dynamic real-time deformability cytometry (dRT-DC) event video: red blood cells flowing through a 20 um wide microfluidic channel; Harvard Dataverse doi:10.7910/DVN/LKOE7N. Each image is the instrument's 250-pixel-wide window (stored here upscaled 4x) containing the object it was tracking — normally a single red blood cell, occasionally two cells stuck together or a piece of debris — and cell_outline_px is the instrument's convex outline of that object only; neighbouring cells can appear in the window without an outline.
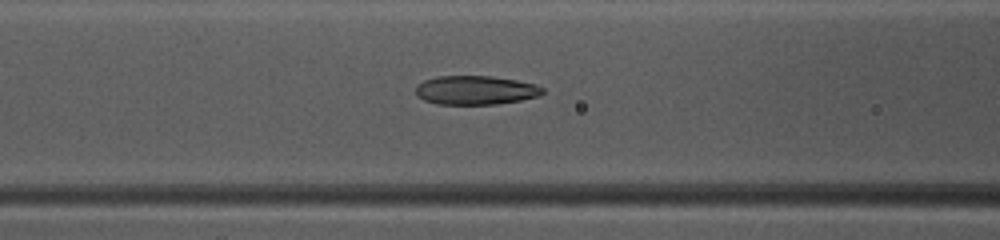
{"species": "common noctule bat (a hibernating species)", "species_latin": "Nyctalus noctula", "temperature_condition": "warm", "stored_images_in_passage": 48, "camera_frame_rate_fps": 3000, "um_per_image_px": 0.085, "animal": {"sex": "female", "body_mass_g": 10.0, "forearm_length_mm": 53.1}, "frame": {"image": 1, "passage_image": 21, "time_ms": 6.667, "image_size_px": [1000, 240], "cell_outline_px": [[544, 92], [536, 96], [520, 100], [496, 104], [436, 104], [424, 100], [416, 96], [416, 84], [424, 80], [436, 76], [492, 76], [516, 80], [536, 84], [544, 88]], "centroid_in_image_um": [40.38, 7.66], "position_along_channel_um": 126.2, "area_um2": 21.44}}
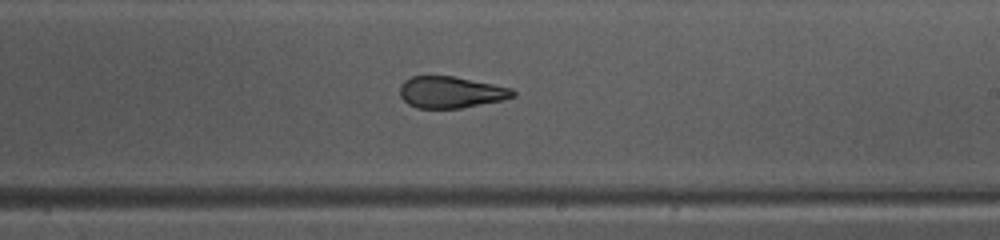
{"frame": {"image": 2, "passage_image": 30, "time_ms": 9.667, "image_size_px": [1000, 240], "cell_outline_px": [[516, 96], [504, 100], [460, 108], [416, 108], [408, 104], [400, 96], [400, 84], [404, 80], [412, 76], [452, 76], [512, 88], [516, 92]], "centroid_in_image_um": [38.32, 7.84], "position_along_channel_um": 250.7, "area_um2": 20.81}}
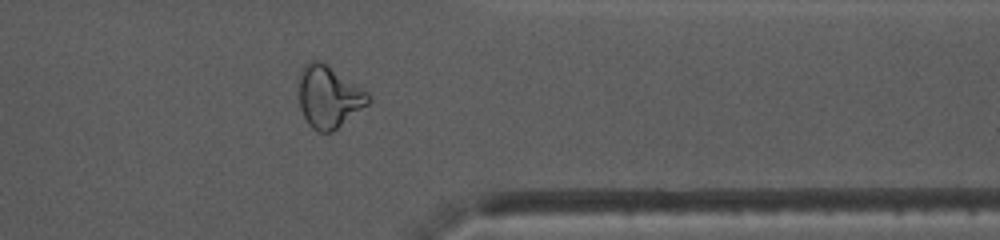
{"frame": {"image": 3, "passage_image": 40, "time_ms": 13.0, "image_size_px": [1000, 240], "cell_outline_px": [[372, 100], [368, 104], [332, 132], [320, 132], [312, 128], [308, 124], [300, 108], [300, 72], [304, 64], [308, 60], [324, 60], [368, 92], [372, 96]], "centroid_in_image_um": [27.97, 8.18], "position_along_channel_um": 383.4, "area_um2": 25.37}}